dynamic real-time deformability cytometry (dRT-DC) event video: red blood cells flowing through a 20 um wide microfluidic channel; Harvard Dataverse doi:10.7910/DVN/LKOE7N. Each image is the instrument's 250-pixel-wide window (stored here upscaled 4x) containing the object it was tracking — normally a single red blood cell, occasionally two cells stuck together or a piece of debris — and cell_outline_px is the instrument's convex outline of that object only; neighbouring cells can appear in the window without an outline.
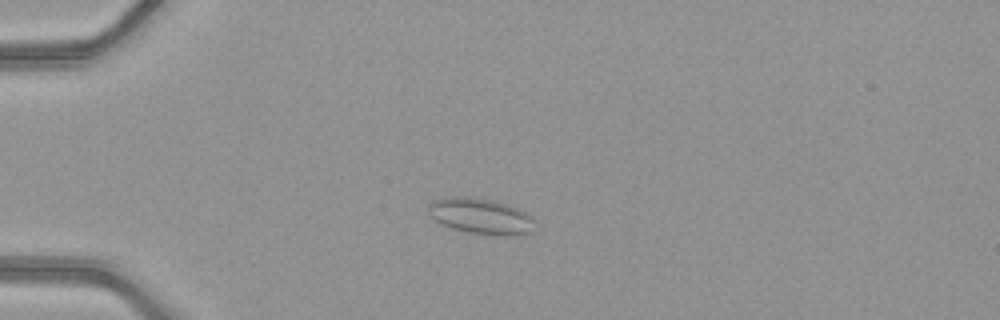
{"species": "common noctule bat (a hibernating species)", "species_latin": "Nyctalus noctula", "temperature_condition": "warm", "stored_images_in_passage": 44, "camera_frame_rate_fps": 3000, "um_per_image_px": 0.085, "animal": {"sex": "female", "body_mass_g": 21.9}, "frame": {"image": 1, "passage_image": 8, "time_ms": 2.333, "image_size_px": [1000, 320], "cell_outline_px": [[532, 232], [508, 236], [468, 232], [452, 228], [440, 224], [428, 212], [428, 204], [432, 200], [444, 196], [472, 196], [492, 200], [508, 204], [528, 212], [532, 216]], "centroid_in_image_um": [40.83, 18.34], "position_along_channel_um": 44.2, "area_um2": 22.43}}
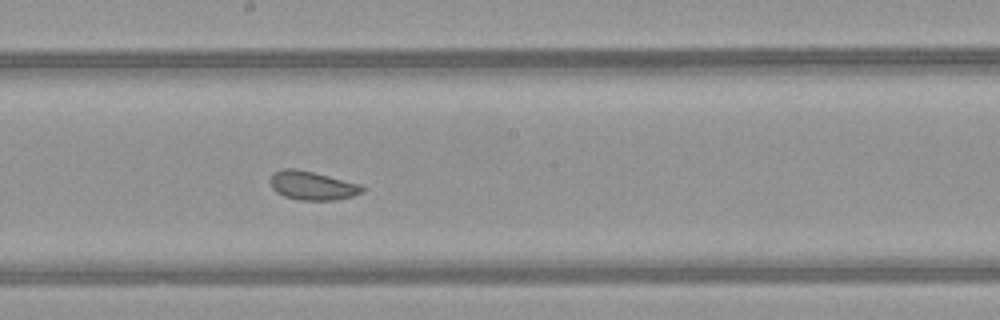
{"frame": {"image": 2, "passage_image": 23, "time_ms": 7.333, "image_size_px": [1000, 320], "cell_outline_px": [[364, 192], [352, 196], [332, 200], [300, 200], [284, 196], [276, 192], [272, 188], [272, 172], [284, 168], [296, 168], [360, 184], [364, 188]], "centroid_in_image_um": [26.54, 15.77], "position_along_channel_um": 221.7, "area_um2": 15.2}}
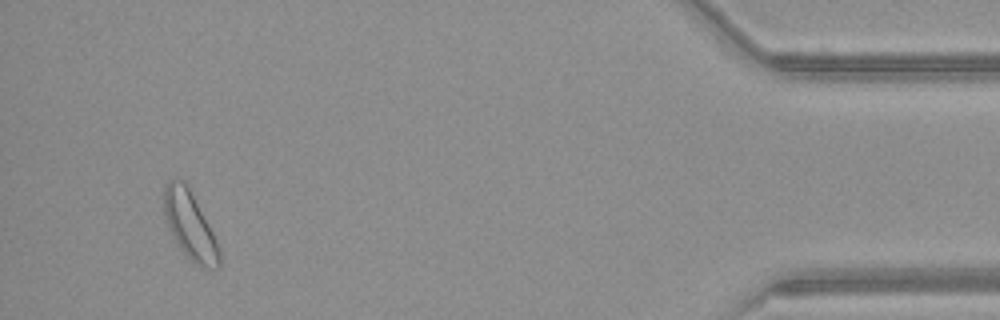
{"frame": {"image": 3, "passage_image": 42, "time_ms": 13.667, "image_size_px": [1000, 320], "cell_outline_px": [[220, 264], [216, 268], [196, 264], [180, 248], [168, 224], [164, 212], [164, 188], [168, 180], [184, 180], [212, 232], [220, 248]], "centroid_in_image_um": [16.14, 19.14], "position_along_channel_um": 419.1, "area_um2": 20.81}, "authors_computed_cell_mechanics": {"area_um2": 17.34, "velocity_mm_per_s": 4.1771, "shape_relaxation_time_tau1_ms": 6.5212, "shape_relaxation_time_tau2_ms": 1.6543, "deformation_change_tau1": 0.0707, "deformation_change_tau2": 0.0557}}